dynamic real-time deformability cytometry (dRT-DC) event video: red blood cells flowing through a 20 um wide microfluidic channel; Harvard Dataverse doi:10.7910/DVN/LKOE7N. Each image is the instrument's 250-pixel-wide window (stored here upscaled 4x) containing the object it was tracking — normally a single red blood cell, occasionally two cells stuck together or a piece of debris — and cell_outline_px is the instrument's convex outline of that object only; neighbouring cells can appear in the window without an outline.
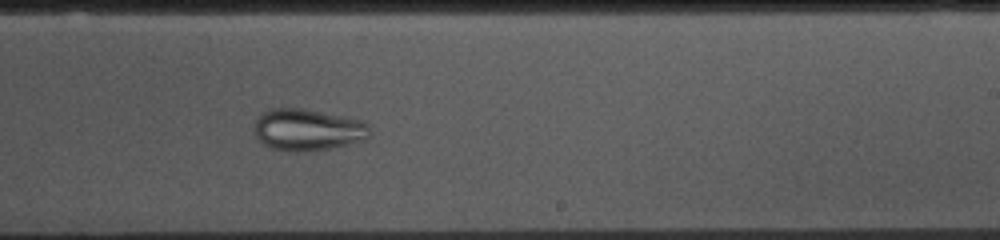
{"species": "common noctule bat (a hibernating species)", "species_latin": "Nyctalus noctula", "temperature_condition": "cold", "stored_images_in_passage": 53, "camera_frame_rate_fps": 3000, "um_per_image_px": 0.085, "animal": {"sex": "female", "body_mass_g": 10.0, "forearm_length_mm": 53.1}, "frame": {"image": 1, "passage_image": 31, "time_ms": 10.0, "image_size_px": [1000, 240], "cell_outline_px": [[372, 132], [368, 140], [332, 148], [304, 152], [296, 152], [272, 148], [264, 144], [256, 136], [252, 128], [256, 116], [260, 112], [272, 108], [300, 108], [344, 116], [364, 120], [368, 124]], "centroid_in_image_um": [26.17, 11.03], "position_along_channel_um": 262.8, "area_um2": 28.78}}